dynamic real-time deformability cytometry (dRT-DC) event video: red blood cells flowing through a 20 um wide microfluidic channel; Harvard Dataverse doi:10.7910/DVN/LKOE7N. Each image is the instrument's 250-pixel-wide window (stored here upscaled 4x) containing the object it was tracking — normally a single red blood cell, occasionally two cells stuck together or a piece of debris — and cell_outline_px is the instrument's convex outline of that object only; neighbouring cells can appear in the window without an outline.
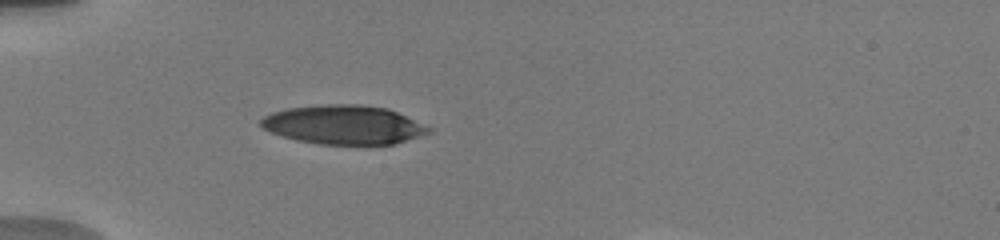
{"species": "human", "species_latin": "Homo sapiens", "temperature_condition": "warm", "stored_images_in_passage": 4, "camera_frame_rate_fps": 3000, "um_per_image_px": 0.085, "donor": {"sex": "male"}, "frame": {"image": 1, "passage_image": 1, "time_ms": 0.0, "image_size_px": [1000, 240], "cell_outline_px": [[432, 132], [392, 144], [320, 144], [296, 140], [272, 132], [264, 128], [260, 124], [260, 120], [264, 116], [272, 112], [288, 108], [320, 104], [356, 104], [388, 108], [432, 128]], "centroid_in_image_um": [29.21, 10.59], "position_along_channel_um": 55.8, "area_um2": 37.86}}
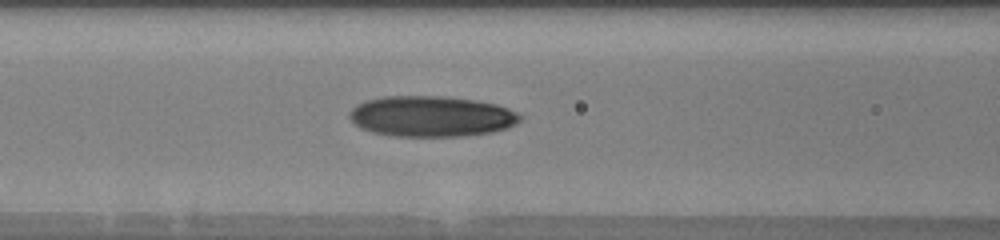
{"frame": {"image": 2, "passage_image": 4, "time_ms": 2.333, "image_size_px": [1000, 240], "cell_outline_px": [[524, 116], [516, 124], [508, 128], [492, 132], [464, 136], [396, 136], [376, 132], [360, 128], [348, 116], [348, 112], [356, 104], [368, 100], [384, 96], [448, 96], [476, 100], [496, 104], [508, 108]], "centroid_in_image_um": [36.7, 9.88], "position_along_channel_um": 129.9, "area_um2": 40.63}}